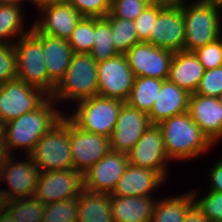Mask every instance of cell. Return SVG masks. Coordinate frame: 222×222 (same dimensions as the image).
<instances>
[{
	"mask_svg": "<svg viewBox=\"0 0 222 222\" xmlns=\"http://www.w3.org/2000/svg\"><path fill=\"white\" fill-rule=\"evenodd\" d=\"M53 103V99L48 97L39 108L6 123L4 145L9 155H12L11 148L20 146L29 155L44 134L64 116L52 107Z\"/></svg>",
	"mask_w": 222,
	"mask_h": 222,
	"instance_id": "obj_1",
	"label": "cell"
},
{
	"mask_svg": "<svg viewBox=\"0 0 222 222\" xmlns=\"http://www.w3.org/2000/svg\"><path fill=\"white\" fill-rule=\"evenodd\" d=\"M158 127L169 160L196 157L212 145L188 112L170 117Z\"/></svg>",
	"mask_w": 222,
	"mask_h": 222,
	"instance_id": "obj_2",
	"label": "cell"
},
{
	"mask_svg": "<svg viewBox=\"0 0 222 222\" xmlns=\"http://www.w3.org/2000/svg\"><path fill=\"white\" fill-rule=\"evenodd\" d=\"M180 7L183 11L185 29L183 51L194 52L222 36L218 15L219 8H222V2L199 0L190 6L181 3Z\"/></svg>",
	"mask_w": 222,
	"mask_h": 222,
	"instance_id": "obj_3",
	"label": "cell"
},
{
	"mask_svg": "<svg viewBox=\"0 0 222 222\" xmlns=\"http://www.w3.org/2000/svg\"><path fill=\"white\" fill-rule=\"evenodd\" d=\"M29 155L40 172L72 169L70 118L63 116L37 142Z\"/></svg>",
	"mask_w": 222,
	"mask_h": 222,
	"instance_id": "obj_4",
	"label": "cell"
},
{
	"mask_svg": "<svg viewBox=\"0 0 222 222\" xmlns=\"http://www.w3.org/2000/svg\"><path fill=\"white\" fill-rule=\"evenodd\" d=\"M98 95L97 62L88 53H73L64 78L56 86L53 100H83Z\"/></svg>",
	"mask_w": 222,
	"mask_h": 222,
	"instance_id": "obj_5",
	"label": "cell"
},
{
	"mask_svg": "<svg viewBox=\"0 0 222 222\" xmlns=\"http://www.w3.org/2000/svg\"><path fill=\"white\" fill-rule=\"evenodd\" d=\"M14 48L17 79L43 90L51 97L56 85L49 79L41 41L29 30L21 34Z\"/></svg>",
	"mask_w": 222,
	"mask_h": 222,
	"instance_id": "obj_6",
	"label": "cell"
},
{
	"mask_svg": "<svg viewBox=\"0 0 222 222\" xmlns=\"http://www.w3.org/2000/svg\"><path fill=\"white\" fill-rule=\"evenodd\" d=\"M75 114L69 118L81 129L111 137L119 112L125 103L119 99L96 95L78 101Z\"/></svg>",
	"mask_w": 222,
	"mask_h": 222,
	"instance_id": "obj_7",
	"label": "cell"
},
{
	"mask_svg": "<svg viewBox=\"0 0 222 222\" xmlns=\"http://www.w3.org/2000/svg\"><path fill=\"white\" fill-rule=\"evenodd\" d=\"M48 97L49 95L43 90L19 79L0 84V120L7 123L25 113L32 112Z\"/></svg>",
	"mask_w": 222,
	"mask_h": 222,
	"instance_id": "obj_8",
	"label": "cell"
},
{
	"mask_svg": "<svg viewBox=\"0 0 222 222\" xmlns=\"http://www.w3.org/2000/svg\"><path fill=\"white\" fill-rule=\"evenodd\" d=\"M97 74L98 95L126 102L135 76L125 54H118L108 60L98 62Z\"/></svg>",
	"mask_w": 222,
	"mask_h": 222,
	"instance_id": "obj_9",
	"label": "cell"
},
{
	"mask_svg": "<svg viewBox=\"0 0 222 222\" xmlns=\"http://www.w3.org/2000/svg\"><path fill=\"white\" fill-rule=\"evenodd\" d=\"M84 189L81 172L75 169L40 172L35 197L44 204L77 199Z\"/></svg>",
	"mask_w": 222,
	"mask_h": 222,
	"instance_id": "obj_10",
	"label": "cell"
},
{
	"mask_svg": "<svg viewBox=\"0 0 222 222\" xmlns=\"http://www.w3.org/2000/svg\"><path fill=\"white\" fill-rule=\"evenodd\" d=\"M135 77L167 80L174 52L148 42H139L125 53Z\"/></svg>",
	"mask_w": 222,
	"mask_h": 222,
	"instance_id": "obj_11",
	"label": "cell"
},
{
	"mask_svg": "<svg viewBox=\"0 0 222 222\" xmlns=\"http://www.w3.org/2000/svg\"><path fill=\"white\" fill-rule=\"evenodd\" d=\"M70 144L73 169L84 174L110 150V138L87 132L70 119Z\"/></svg>",
	"mask_w": 222,
	"mask_h": 222,
	"instance_id": "obj_12",
	"label": "cell"
},
{
	"mask_svg": "<svg viewBox=\"0 0 222 222\" xmlns=\"http://www.w3.org/2000/svg\"><path fill=\"white\" fill-rule=\"evenodd\" d=\"M185 29L180 4H166L154 21L149 43L173 52L183 51Z\"/></svg>",
	"mask_w": 222,
	"mask_h": 222,
	"instance_id": "obj_13",
	"label": "cell"
},
{
	"mask_svg": "<svg viewBox=\"0 0 222 222\" xmlns=\"http://www.w3.org/2000/svg\"><path fill=\"white\" fill-rule=\"evenodd\" d=\"M129 164L126 153L110 150L83 174L84 188L111 194Z\"/></svg>",
	"mask_w": 222,
	"mask_h": 222,
	"instance_id": "obj_14",
	"label": "cell"
},
{
	"mask_svg": "<svg viewBox=\"0 0 222 222\" xmlns=\"http://www.w3.org/2000/svg\"><path fill=\"white\" fill-rule=\"evenodd\" d=\"M151 125L148 114L125 102L110 137L111 150L127 154Z\"/></svg>",
	"mask_w": 222,
	"mask_h": 222,
	"instance_id": "obj_15",
	"label": "cell"
},
{
	"mask_svg": "<svg viewBox=\"0 0 222 222\" xmlns=\"http://www.w3.org/2000/svg\"><path fill=\"white\" fill-rule=\"evenodd\" d=\"M129 164L158 171L166 178L163 135L158 125H151L127 153ZM166 170V171H165Z\"/></svg>",
	"mask_w": 222,
	"mask_h": 222,
	"instance_id": "obj_16",
	"label": "cell"
},
{
	"mask_svg": "<svg viewBox=\"0 0 222 222\" xmlns=\"http://www.w3.org/2000/svg\"><path fill=\"white\" fill-rule=\"evenodd\" d=\"M43 13L41 22L33 27L40 33L67 39L83 16L66 0L49 2L38 6Z\"/></svg>",
	"mask_w": 222,
	"mask_h": 222,
	"instance_id": "obj_17",
	"label": "cell"
},
{
	"mask_svg": "<svg viewBox=\"0 0 222 222\" xmlns=\"http://www.w3.org/2000/svg\"><path fill=\"white\" fill-rule=\"evenodd\" d=\"M28 158L27 162L14 163L13 158L9 155L0 169V180H6L10 186V191H1L9 200L33 197L36 193L40 170L30 155Z\"/></svg>",
	"mask_w": 222,
	"mask_h": 222,
	"instance_id": "obj_18",
	"label": "cell"
},
{
	"mask_svg": "<svg viewBox=\"0 0 222 222\" xmlns=\"http://www.w3.org/2000/svg\"><path fill=\"white\" fill-rule=\"evenodd\" d=\"M188 113L211 143L222 137V104L216 97L190 94Z\"/></svg>",
	"mask_w": 222,
	"mask_h": 222,
	"instance_id": "obj_19",
	"label": "cell"
},
{
	"mask_svg": "<svg viewBox=\"0 0 222 222\" xmlns=\"http://www.w3.org/2000/svg\"><path fill=\"white\" fill-rule=\"evenodd\" d=\"M190 94L168 79L164 80L159 94L148 113L152 125L170 117L188 112Z\"/></svg>",
	"mask_w": 222,
	"mask_h": 222,
	"instance_id": "obj_20",
	"label": "cell"
},
{
	"mask_svg": "<svg viewBox=\"0 0 222 222\" xmlns=\"http://www.w3.org/2000/svg\"><path fill=\"white\" fill-rule=\"evenodd\" d=\"M31 32L41 41L49 79L57 86L64 78L73 51L67 39L38 32L33 26Z\"/></svg>",
	"mask_w": 222,
	"mask_h": 222,
	"instance_id": "obj_21",
	"label": "cell"
},
{
	"mask_svg": "<svg viewBox=\"0 0 222 222\" xmlns=\"http://www.w3.org/2000/svg\"><path fill=\"white\" fill-rule=\"evenodd\" d=\"M165 178L156 170L128 164L110 195L133 197L150 196Z\"/></svg>",
	"mask_w": 222,
	"mask_h": 222,
	"instance_id": "obj_22",
	"label": "cell"
},
{
	"mask_svg": "<svg viewBox=\"0 0 222 222\" xmlns=\"http://www.w3.org/2000/svg\"><path fill=\"white\" fill-rule=\"evenodd\" d=\"M205 69L194 52H174L168 80L189 94L195 93Z\"/></svg>",
	"mask_w": 222,
	"mask_h": 222,
	"instance_id": "obj_23",
	"label": "cell"
},
{
	"mask_svg": "<svg viewBox=\"0 0 222 222\" xmlns=\"http://www.w3.org/2000/svg\"><path fill=\"white\" fill-rule=\"evenodd\" d=\"M155 201L151 196L124 197L110 195L114 222H150Z\"/></svg>",
	"mask_w": 222,
	"mask_h": 222,
	"instance_id": "obj_24",
	"label": "cell"
},
{
	"mask_svg": "<svg viewBox=\"0 0 222 222\" xmlns=\"http://www.w3.org/2000/svg\"><path fill=\"white\" fill-rule=\"evenodd\" d=\"M77 222H114L110 194L84 188L77 198Z\"/></svg>",
	"mask_w": 222,
	"mask_h": 222,
	"instance_id": "obj_25",
	"label": "cell"
},
{
	"mask_svg": "<svg viewBox=\"0 0 222 222\" xmlns=\"http://www.w3.org/2000/svg\"><path fill=\"white\" fill-rule=\"evenodd\" d=\"M195 193L165 198L155 202L150 222H183L185 214L194 205Z\"/></svg>",
	"mask_w": 222,
	"mask_h": 222,
	"instance_id": "obj_26",
	"label": "cell"
},
{
	"mask_svg": "<svg viewBox=\"0 0 222 222\" xmlns=\"http://www.w3.org/2000/svg\"><path fill=\"white\" fill-rule=\"evenodd\" d=\"M163 81L162 79L143 76L135 77L133 87L126 103L148 114L159 94Z\"/></svg>",
	"mask_w": 222,
	"mask_h": 222,
	"instance_id": "obj_27",
	"label": "cell"
},
{
	"mask_svg": "<svg viewBox=\"0 0 222 222\" xmlns=\"http://www.w3.org/2000/svg\"><path fill=\"white\" fill-rule=\"evenodd\" d=\"M111 35L110 22L105 17L94 18V43L90 54L97 63L119 54L111 42Z\"/></svg>",
	"mask_w": 222,
	"mask_h": 222,
	"instance_id": "obj_28",
	"label": "cell"
},
{
	"mask_svg": "<svg viewBox=\"0 0 222 222\" xmlns=\"http://www.w3.org/2000/svg\"><path fill=\"white\" fill-rule=\"evenodd\" d=\"M45 204L35 196L9 200L7 212L14 222H42Z\"/></svg>",
	"mask_w": 222,
	"mask_h": 222,
	"instance_id": "obj_29",
	"label": "cell"
},
{
	"mask_svg": "<svg viewBox=\"0 0 222 222\" xmlns=\"http://www.w3.org/2000/svg\"><path fill=\"white\" fill-rule=\"evenodd\" d=\"M111 26V38L119 54H125L133 45L139 43L134 21L122 18H106Z\"/></svg>",
	"mask_w": 222,
	"mask_h": 222,
	"instance_id": "obj_30",
	"label": "cell"
},
{
	"mask_svg": "<svg viewBox=\"0 0 222 222\" xmlns=\"http://www.w3.org/2000/svg\"><path fill=\"white\" fill-rule=\"evenodd\" d=\"M67 41L73 53L90 54L94 43V18L83 17Z\"/></svg>",
	"mask_w": 222,
	"mask_h": 222,
	"instance_id": "obj_31",
	"label": "cell"
},
{
	"mask_svg": "<svg viewBox=\"0 0 222 222\" xmlns=\"http://www.w3.org/2000/svg\"><path fill=\"white\" fill-rule=\"evenodd\" d=\"M21 12L20 6L0 4V42L8 43L6 40L8 37L17 36L20 32H23L24 24H22L23 16Z\"/></svg>",
	"mask_w": 222,
	"mask_h": 222,
	"instance_id": "obj_32",
	"label": "cell"
},
{
	"mask_svg": "<svg viewBox=\"0 0 222 222\" xmlns=\"http://www.w3.org/2000/svg\"><path fill=\"white\" fill-rule=\"evenodd\" d=\"M42 222H77V199L45 204Z\"/></svg>",
	"mask_w": 222,
	"mask_h": 222,
	"instance_id": "obj_33",
	"label": "cell"
},
{
	"mask_svg": "<svg viewBox=\"0 0 222 222\" xmlns=\"http://www.w3.org/2000/svg\"><path fill=\"white\" fill-rule=\"evenodd\" d=\"M148 5L141 0H111L110 12L105 18L134 21Z\"/></svg>",
	"mask_w": 222,
	"mask_h": 222,
	"instance_id": "obj_34",
	"label": "cell"
},
{
	"mask_svg": "<svg viewBox=\"0 0 222 222\" xmlns=\"http://www.w3.org/2000/svg\"><path fill=\"white\" fill-rule=\"evenodd\" d=\"M17 79L14 43L0 42V84Z\"/></svg>",
	"mask_w": 222,
	"mask_h": 222,
	"instance_id": "obj_35",
	"label": "cell"
},
{
	"mask_svg": "<svg viewBox=\"0 0 222 222\" xmlns=\"http://www.w3.org/2000/svg\"><path fill=\"white\" fill-rule=\"evenodd\" d=\"M165 5L166 4H157L147 6L144 11L134 20L139 42L149 43V38L154 27V21L156 20L159 11Z\"/></svg>",
	"mask_w": 222,
	"mask_h": 222,
	"instance_id": "obj_36",
	"label": "cell"
},
{
	"mask_svg": "<svg viewBox=\"0 0 222 222\" xmlns=\"http://www.w3.org/2000/svg\"><path fill=\"white\" fill-rule=\"evenodd\" d=\"M87 18H104L110 12V0H66Z\"/></svg>",
	"mask_w": 222,
	"mask_h": 222,
	"instance_id": "obj_37",
	"label": "cell"
},
{
	"mask_svg": "<svg viewBox=\"0 0 222 222\" xmlns=\"http://www.w3.org/2000/svg\"><path fill=\"white\" fill-rule=\"evenodd\" d=\"M222 92V66L205 70L195 94L201 96L218 97Z\"/></svg>",
	"mask_w": 222,
	"mask_h": 222,
	"instance_id": "obj_38",
	"label": "cell"
},
{
	"mask_svg": "<svg viewBox=\"0 0 222 222\" xmlns=\"http://www.w3.org/2000/svg\"><path fill=\"white\" fill-rule=\"evenodd\" d=\"M196 208L210 221H222V193L209 191L203 199L194 202Z\"/></svg>",
	"mask_w": 222,
	"mask_h": 222,
	"instance_id": "obj_39",
	"label": "cell"
},
{
	"mask_svg": "<svg viewBox=\"0 0 222 222\" xmlns=\"http://www.w3.org/2000/svg\"><path fill=\"white\" fill-rule=\"evenodd\" d=\"M205 70L222 66L219 39L204 45L194 51Z\"/></svg>",
	"mask_w": 222,
	"mask_h": 222,
	"instance_id": "obj_40",
	"label": "cell"
},
{
	"mask_svg": "<svg viewBox=\"0 0 222 222\" xmlns=\"http://www.w3.org/2000/svg\"><path fill=\"white\" fill-rule=\"evenodd\" d=\"M210 178L213 182L210 191L222 193V160H219L210 170Z\"/></svg>",
	"mask_w": 222,
	"mask_h": 222,
	"instance_id": "obj_41",
	"label": "cell"
},
{
	"mask_svg": "<svg viewBox=\"0 0 222 222\" xmlns=\"http://www.w3.org/2000/svg\"><path fill=\"white\" fill-rule=\"evenodd\" d=\"M183 222H210L197 208L193 205L185 214Z\"/></svg>",
	"mask_w": 222,
	"mask_h": 222,
	"instance_id": "obj_42",
	"label": "cell"
},
{
	"mask_svg": "<svg viewBox=\"0 0 222 222\" xmlns=\"http://www.w3.org/2000/svg\"><path fill=\"white\" fill-rule=\"evenodd\" d=\"M8 202V197L0 190V216L7 211Z\"/></svg>",
	"mask_w": 222,
	"mask_h": 222,
	"instance_id": "obj_43",
	"label": "cell"
},
{
	"mask_svg": "<svg viewBox=\"0 0 222 222\" xmlns=\"http://www.w3.org/2000/svg\"><path fill=\"white\" fill-rule=\"evenodd\" d=\"M9 156L4 143H0V169L5 164L6 158Z\"/></svg>",
	"mask_w": 222,
	"mask_h": 222,
	"instance_id": "obj_44",
	"label": "cell"
},
{
	"mask_svg": "<svg viewBox=\"0 0 222 222\" xmlns=\"http://www.w3.org/2000/svg\"><path fill=\"white\" fill-rule=\"evenodd\" d=\"M5 131H6V123L0 120V143H4Z\"/></svg>",
	"mask_w": 222,
	"mask_h": 222,
	"instance_id": "obj_45",
	"label": "cell"
},
{
	"mask_svg": "<svg viewBox=\"0 0 222 222\" xmlns=\"http://www.w3.org/2000/svg\"><path fill=\"white\" fill-rule=\"evenodd\" d=\"M23 0H0L1 5H14V6H19Z\"/></svg>",
	"mask_w": 222,
	"mask_h": 222,
	"instance_id": "obj_46",
	"label": "cell"
},
{
	"mask_svg": "<svg viewBox=\"0 0 222 222\" xmlns=\"http://www.w3.org/2000/svg\"><path fill=\"white\" fill-rule=\"evenodd\" d=\"M0 222H14L12 217L9 215V213L6 211L0 216Z\"/></svg>",
	"mask_w": 222,
	"mask_h": 222,
	"instance_id": "obj_47",
	"label": "cell"
},
{
	"mask_svg": "<svg viewBox=\"0 0 222 222\" xmlns=\"http://www.w3.org/2000/svg\"><path fill=\"white\" fill-rule=\"evenodd\" d=\"M144 3H146L148 6H153V5H157V4H165L162 2V0H141Z\"/></svg>",
	"mask_w": 222,
	"mask_h": 222,
	"instance_id": "obj_48",
	"label": "cell"
},
{
	"mask_svg": "<svg viewBox=\"0 0 222 222\" xmlns=\"http://www.w3.org/2000/svg\"><path fill=\"white\" fill-rule=\"evenodd\" d=\"M31 1V0H30ZM36 5H42L49 2H57V1H64V0H32Z\"/></svg>",
	"mask_w": 222,
	"mask_h": 222,
	"instance_id": "obj_49",
	"label": "cell"
},
{
	"mask_svg": "<svg viewBox=\"0 0 222 222\" xmlns=\"http://www.w3.org/2000/svg\"><path fill=\"white\" fill-rule=\"evenodd\" d=\"M165 4H181L184 3V0H162Z\"/></svg>",
	"mask_w": 222,
	"mask_h": 222,
	"instance_id": "obj_50",
	"label": "cell"
},
{
	"mask_svg": "<svg viewBox=\"0 0 222 222\" xmlns=\"http://www.w3.org/2000/svg\"><path fill=\"white\" fill-rule=\"evenodd\" d=\"M222 37L219 36V43H220V51H221V57H222Z\"/></svg>",
	"mask_w": 222,
	"mask_h": 222,
	"instance_id": "obj_51",
	"label": "cell"
},
{
	"mask_svg": "<svg viewBox=\"0 0 222 222\" xmlns=\"http://www.w3.org/2000/svg\"><path fill=\"white\" fill-rule=\"evenodd\" d=\"M217 99L222 104V92L218 95Z\"/></svg>",
	"mask_w": 222,
	"mask_h": 222,
	"instance_id": "obj_52",
	"label": "cell"
},
{
	"mask_svg": "<svg viewBox=\"0 0 222 222\" xmlns=\"http://www.w3.org/2000/svg\"><path fill=\"white\" fill-rule=\"evenodd\" d=\"M209 1H218V2H222V0H209Z\"/></svg>",
	"mask_w": 222,
	"mask_h": 222,
	"instance_id": "obj_53",
	"label": "cell"
}]
</instances>
